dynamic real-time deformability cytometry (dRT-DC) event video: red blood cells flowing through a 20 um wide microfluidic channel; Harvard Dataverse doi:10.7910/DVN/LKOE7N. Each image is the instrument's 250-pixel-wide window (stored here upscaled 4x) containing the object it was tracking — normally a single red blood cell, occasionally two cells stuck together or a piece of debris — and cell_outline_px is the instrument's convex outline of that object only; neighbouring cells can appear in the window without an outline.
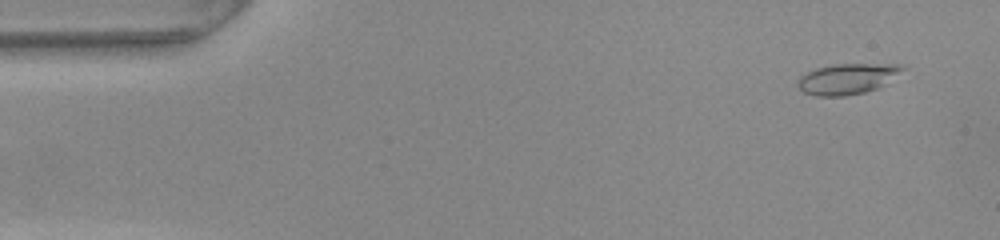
{"species": "common noctule bat (a hibernating species)", "species_latin": "Nyctalus noctula", "temperature_condition": "warm", "stored_images_in_passage": 32, "camera_frame_rate_fps": 3000, "um_per_image_px": 0.085, "animal": {"sex": "female", "body_mass_g": 22.0, "forearm_length_mm": 56.7}, "frame": {"image": 1, "passage_image": 3, "time_ms": 0.667, "image_size_px": [1000, 240], "cell_outline_px": [[908, 68], [876, 88], [864, 92], [844, 96], [816, 96], [804, 92], [796, 84], [800, 76], [804, 72], [816, 68], [832, 64], [904, 64]], "centroid_in_image_um": [72.0, 6.68], "position_along_channel_um": 13.0, "area_um2": 18.73}}
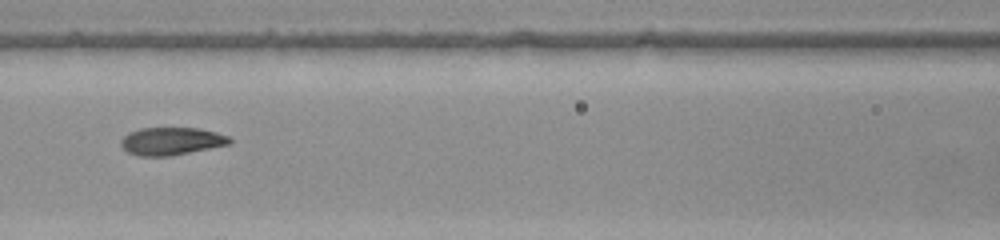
{"frame": {"image": 2, "passage_image": 23, "time_ms": 7.333, "image_size_px": [1000, 240], "cell_outline_px": [[232, 144], [172, 156], [140, 156], [128, 152], [120, 144], [120, 140], [128, 132], [140, 128], [196, 128], [216, 132], [228, 136], [232, 140]], "centroid_in_image_um": [14.58, 12.0], "position_along_channel_um": 152.0, "area_um2": 17.69}}
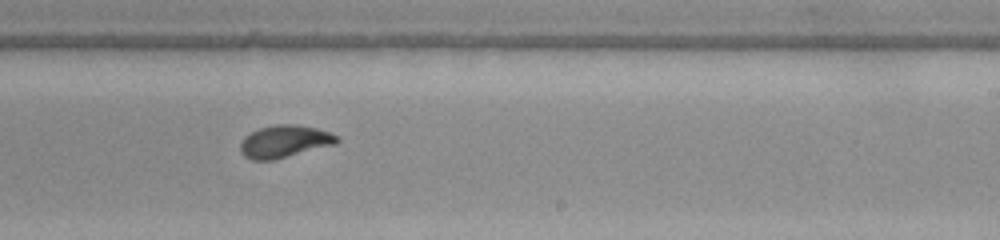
{"frame": {"image": 3, "passage_image": 32, "time_ms": 10.333, "image_size_px": [1000, 240], "cell_outline_px": [[340, 140], [336, 144], [272, 160], [252, 160], [244, 156], [240, 152], [240, 144], [244, 136], [260, 128], [276, 124], [296, 124], [316, 128], [340, 136]], "centroid_in_image_um": [24.18, 12.02], "position_along_channel_um": 264.8, "area_um2": 18.21}}